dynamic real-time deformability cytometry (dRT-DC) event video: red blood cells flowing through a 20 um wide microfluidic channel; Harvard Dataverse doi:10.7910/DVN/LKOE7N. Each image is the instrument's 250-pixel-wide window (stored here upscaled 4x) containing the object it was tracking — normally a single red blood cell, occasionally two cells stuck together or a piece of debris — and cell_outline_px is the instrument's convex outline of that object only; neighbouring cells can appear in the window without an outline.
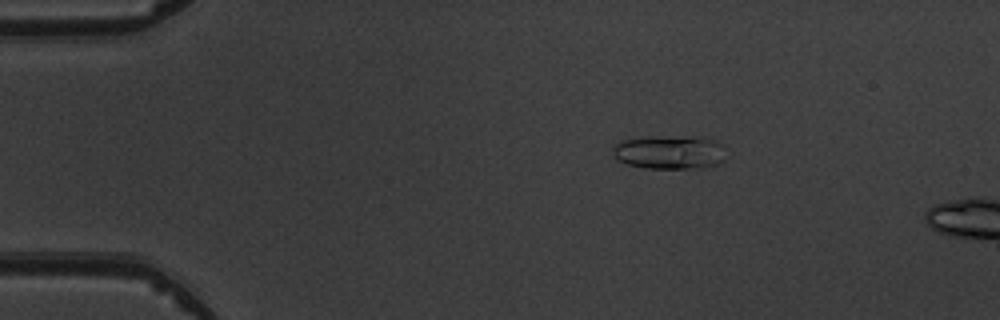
{"species": "common noctule bat (a hibernating species)", "species_latin": "Nyctalus noctula", "temperature_condition": "warm", "stored_images_in_passage": 2, "camera_frame_rate_fps": 3000, "um_per_image_px": 0.085, "animal": {"sex": "male", "body_mass_g": 19.5, "forearm_length_mm": 54.6}, "frame": {"image": 1, "passage_image": 1, "time_ms": 0.0, "image_size_px": [1000, 320], "cell_outline_px": [[724, 164], [704, 168], [644, 168], [628, 164], [620, 160], [612, 152], [612, 148], [616, 144], [624, 140], [652, 136], [700, 136], [712, 140], [720, 144], [724, 160]], "centroid_in_image_um": [56.94, 12.94], "position_along_channel_um": 28.1, "area_um2": 22.31}}